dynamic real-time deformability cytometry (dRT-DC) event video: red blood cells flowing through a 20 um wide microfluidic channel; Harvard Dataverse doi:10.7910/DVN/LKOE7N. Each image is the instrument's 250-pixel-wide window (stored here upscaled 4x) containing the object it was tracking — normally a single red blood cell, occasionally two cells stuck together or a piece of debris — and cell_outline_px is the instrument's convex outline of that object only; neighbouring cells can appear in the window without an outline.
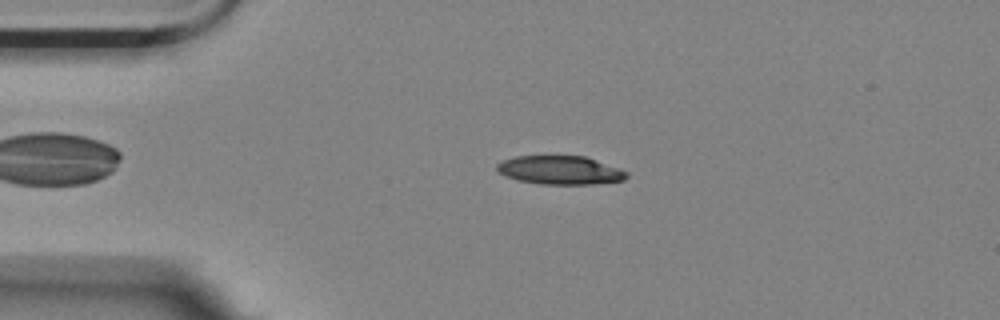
{"species": "Egyptian fruit bat (a non-hibernating species)", "species_latin": "Rousettus aegyptiacus", "temperature_condition": "room temperature", "stored_images_in_passage": 3, "camera_frame_rate_fps": 3000, "um_per_image_px": 0.085, "animal": {"sex": "female"}, "frame": {"image": 1, "passage_image": 2, "time_ms": 0.333, "image_size_px": [1000, 320], "cell_outline_px": [[628, 176], [624, 180], [592, 184], [540, 184], [516, 180], [504, 176], [496, 172], [496, 164], [504, 160], [516, 156], [584, 156], [628, 172]], "centroid_in_image_um": [47.54, 14.47], "position_along_channel_um": 37.5, "area_um2": 21.56}}